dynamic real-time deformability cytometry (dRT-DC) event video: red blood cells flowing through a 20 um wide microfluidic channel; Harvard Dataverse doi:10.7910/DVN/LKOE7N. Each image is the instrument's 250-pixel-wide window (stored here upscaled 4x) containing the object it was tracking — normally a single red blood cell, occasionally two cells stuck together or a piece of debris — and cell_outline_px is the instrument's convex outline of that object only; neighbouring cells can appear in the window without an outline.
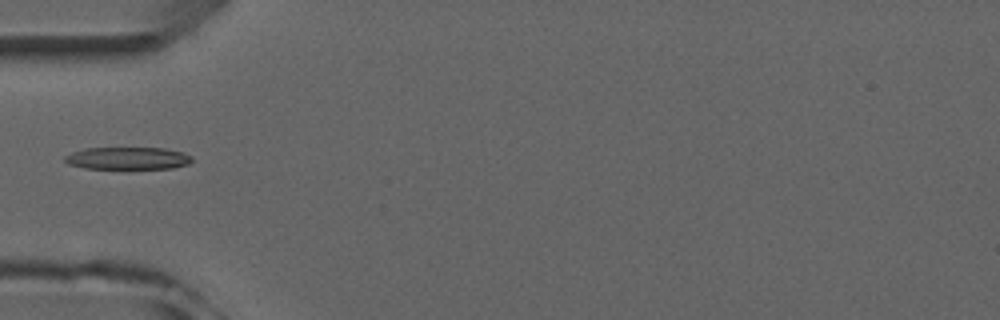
{"species": "common noctule bat (a hibernating species)", "species_latin": "Nyctalus noctula", "temperature_condition": "room temperature", "stored_images_in_passage": 4, "camera_frame_rate_fps": 3000, "um_per_image_px": 0.085, "animal": {"sex": "male", "forearm_length_mm": 52.5}, "frame": {"image": 1, "passage_image": 3, "time_ms": 3.0, "image_size_px": [1000, 320], "cell_outline_px": [[192, 160], [188, 164], [172, 168], [84, 168], [68, 164], [64, 160], [64, 156], [72, 152], [84, 148], [164, 148], [184, 152], [192, 156]], "centroid_in_image_um": [10.85, 13.44], "position_along_channel_um": 74.1, "area_um2": 16.53}}
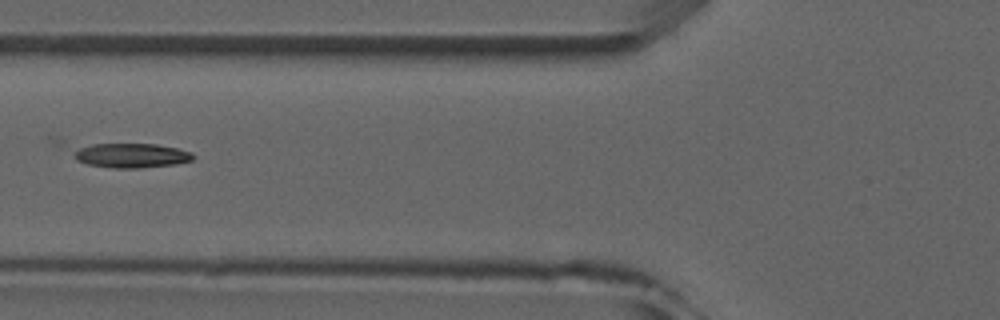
{"frame": {"image": 2, "passage_image": 4, "time_ms": 4.0, "image_size_px": [1000, 320], "cell_outline_px": [[196, 156], [192, 160], [176, 164], [140, 168], [112, 168], [88, 164], [76, 160], [52, 144], [48, 140], [64, 140], [156, 144], [176, 148], [192, 152]], "centroid_in_image_um": [10.45, 13.08], "position_along_channel_um": 115.3, "area_um2": 20.29}}